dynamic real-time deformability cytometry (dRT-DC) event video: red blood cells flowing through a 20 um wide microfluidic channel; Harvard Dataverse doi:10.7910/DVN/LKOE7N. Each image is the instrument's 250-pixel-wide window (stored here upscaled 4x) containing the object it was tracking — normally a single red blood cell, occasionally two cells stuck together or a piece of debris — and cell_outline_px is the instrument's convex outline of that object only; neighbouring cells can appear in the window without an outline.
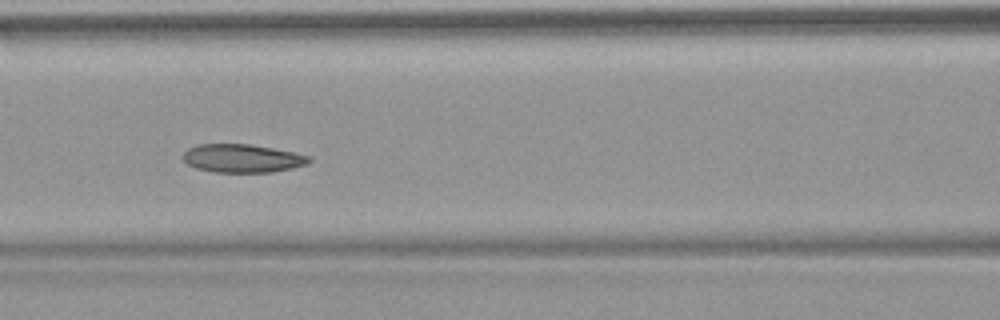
{"species": "common noctule bat (a hibernating species)", "species_latin": "Nyctalus noctula", "temperature_condition": "warm", "stored_images_in_passage": 55, "camera_frame_rate_fps": 3000, "um_per_image_px": 0.085, "animal": {"sex": "female", "body_mass_g": 18.4}, "frame": {"image": 1, "passage_image": 24, "time_ms": 7.667, "image_size_px": [1000, 320], "cell_outline_px": [[312, 160], [308, 164], [292, 168], [272, 172], [212, 172], [196, 168], [188, 164], [184, 160], [184, 152], [188, 148], [196, 144], [248, 144], [272, 148], [312, 156]], "centroid_in_image_um": [20.61, 13.46], "position_along_channel_um": 146.0, "area_um2": 20.81}, "authors_computed_cell_mechanics": {"area_um2": 22.4264, "velocity_mm_per_s": 3.7843, "shape_relaxation_time_tau1_ms": 8.0626, "shape_relaxation_time_tau2_ms": 4.5045, "deformation_change_tau1": 0.1427, "deformation_change_tau2": 0.1}}